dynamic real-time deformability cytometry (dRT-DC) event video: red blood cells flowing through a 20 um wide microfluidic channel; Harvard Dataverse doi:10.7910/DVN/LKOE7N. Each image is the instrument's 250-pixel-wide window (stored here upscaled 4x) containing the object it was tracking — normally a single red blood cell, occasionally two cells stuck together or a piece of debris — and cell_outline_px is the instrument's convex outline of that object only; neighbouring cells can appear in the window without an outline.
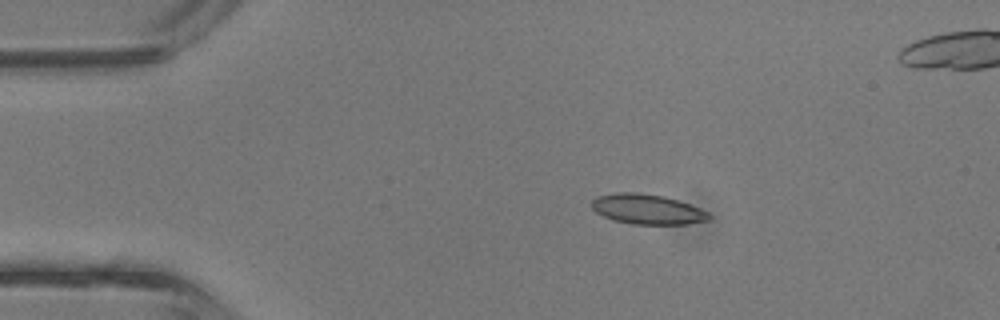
{"species": "common noctule bat (a hibernating species)", "species_latin": "Nyctalus noctula", "temperature_condition": "room temperature", "stored_images_in_passage": 4, "camera_frame_rate_fps": 3000, "um_per_image_px": 0.085, "animal": {"sex": "male", "body_mass_g": 13.3}, "frame": {"image": 1, "passage_image": 2, "time_ms": 0.333, "image_size_px": [1000, 320], "cell_outline_px": [[712, 216], [708, 220], [688, 224], [632, 224], [612, 220], [596, 212], [592, 208], [592, 200], [596, 196], [616, 192], [636, 192], [664, 196], [700, 208], [708, 212]], "centroid_in_image_um": [55.0, 17.78], "position_along_channel_um": 30.0, "area_um2": 20.52}}